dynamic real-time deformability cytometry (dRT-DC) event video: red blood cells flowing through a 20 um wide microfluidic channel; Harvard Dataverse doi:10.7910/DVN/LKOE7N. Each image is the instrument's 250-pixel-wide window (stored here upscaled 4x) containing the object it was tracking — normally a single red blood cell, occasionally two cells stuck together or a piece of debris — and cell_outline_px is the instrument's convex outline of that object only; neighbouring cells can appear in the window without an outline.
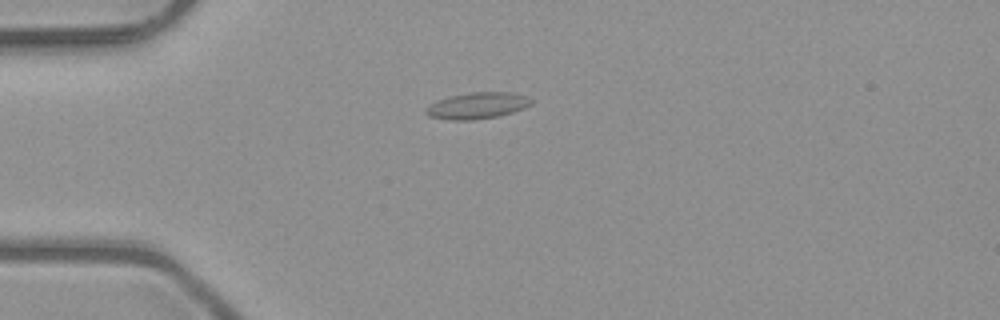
{"species": "common noctule bat (a hibernating species)", "species_latin": "Nyctalus noctula", "temperature_condition": "room temperature", "stored_images_in_passage": 5, "camera_frame_rate_fps": 3000, "um_per_image_px": 0.085, "animal": {"sex": "male", "body_mass_g": 23.1, "forearm_length_mm": 52.7}, "frame": {"image": 1, "passage_image": 5, "time_ms": 1.333, "image_size_px": [1000, 320], "cell_outline_px": [[532, 104], [524, 108], [500, 116], [472, 120], [452, 120], [428, 116], [424, 112], [432, 104], [440, 100], [452, 96], [472, 92], [508, 92], [524, 96], [532, 100]], "centroid_in_image_um": [40.6, 8.99], "position_along_channel_um": 44.4, "area_um2": 15.84}}